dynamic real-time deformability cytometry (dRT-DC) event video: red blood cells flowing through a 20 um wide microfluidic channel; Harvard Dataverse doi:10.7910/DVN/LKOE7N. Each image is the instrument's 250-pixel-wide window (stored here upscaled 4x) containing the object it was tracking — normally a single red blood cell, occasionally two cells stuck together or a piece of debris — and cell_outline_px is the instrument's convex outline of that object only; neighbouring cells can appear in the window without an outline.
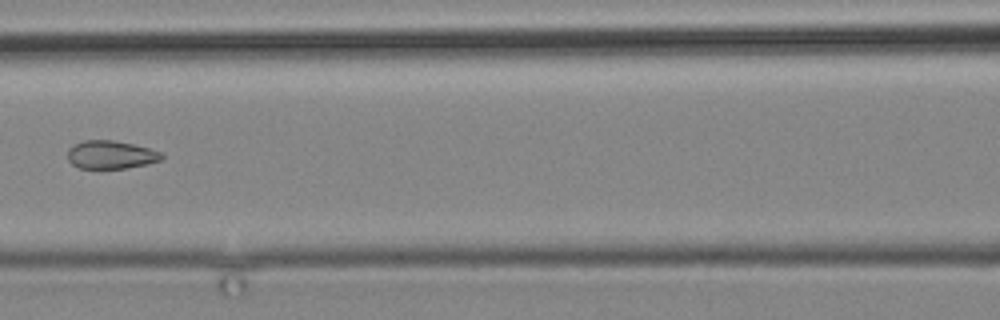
{"species": "common noctule bat (a hibernating species)", "species_latin": "Nyctalus noctula", "temperature_condition": "cold", "stored_images_in_passage": 19, "camera_frame_rate_fps": 3000, "um_per_image_px": 0.085, "animal": {"sex": "male", "body_mass_g": 19.2, "forearm_length_mm": 51.8}, "frame": {"image": 1, "passage_image": 11, "time_ms": 12.667, "image_size_px": [1000, 320], "cell_outline_px": [[164, 156], [160, 160], [148, 164], [128, 168], [80, 168], [72, 164], [68, 160], [68, 148], [72, 144], [84, 140], [112, 140], [132, 144], [164, 152]], "centroid_in_image_um": [9.42, 13.15], "position_along_channel_um": 157.2, "area_um2": 15.55}}
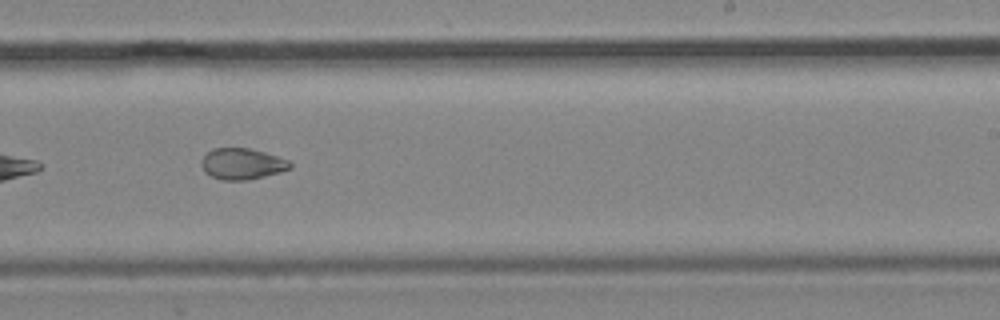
{"frame": {"image": 2, "passage_image": 14, "time_ms": 16.0, "image_size_px": [1000, 320], "cell_outline_px": [[292, 168], [280, 172], [248, 180], [224, 180], [212, 176], [204, 172], [200, 164], [200, 160], [212, 148], [248, 148], [264, 152], [288, 160], [292, 164]], "centroid_in_image_um": [20.56, 13.93], "position_along_channel_um": 268.4, "area_um2": 16.07}}
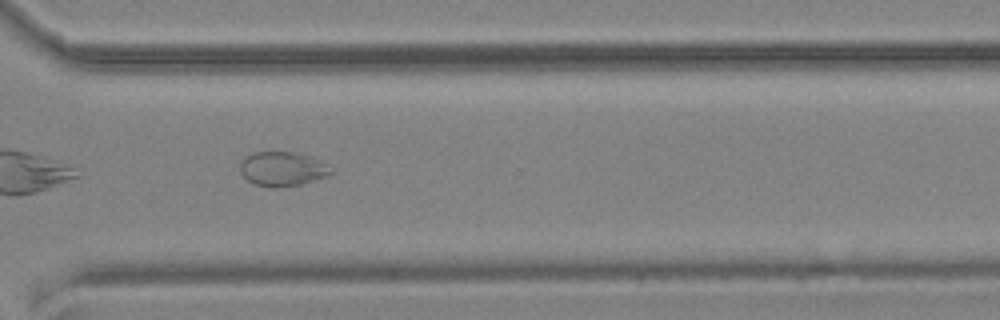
{"frame": {"image": 3, "passage_image": 16, "time_ms": 18.333, "image_size_px": [1000, 320], "cell_outline_px": [[332, 172], [328, 176], [300, 184], [276, 188], [272, 188], [252, 184], [240, 172], [240, 160], [244, 156], [252, 152], [292, 152], [304, 156], [324, 164]], "centroid_in_image_um": [23.89, 14.38], "position_along_channel_um": 346.7, "area_um2": 17.86}}